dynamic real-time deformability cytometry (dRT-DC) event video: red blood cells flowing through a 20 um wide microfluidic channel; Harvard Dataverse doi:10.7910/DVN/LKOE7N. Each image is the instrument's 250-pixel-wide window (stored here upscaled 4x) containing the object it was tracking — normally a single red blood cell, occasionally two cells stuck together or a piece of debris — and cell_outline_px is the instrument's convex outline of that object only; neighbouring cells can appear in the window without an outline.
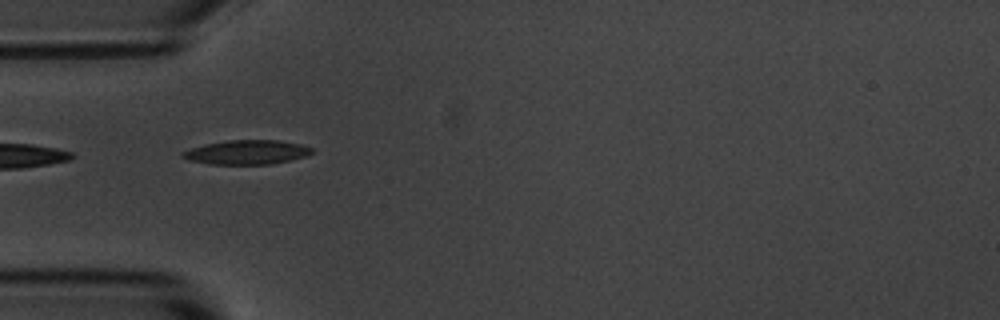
{"species": "common noctule bat (a hibernating species)", "species_latin": "Nyctalus noctula", "temperature_condition": "room temperature", "stored_images_in_passage": 7, "camera_frame_rate_fps": 3000, "um_per_image_px": 0.085, "animal": {"sex": "male", "body_mass_g": 20.1, "forearm_length_mm": 53.5}, "frame": {"image": 1, "passage_image": 1, "time_ms": 0.0, "image_size_px": [1000, 320], "cell_outline_px": [[312, 152], [308, 156], [272, 164], [208, 164], [188, 160], [180, 156], [180, 152], [204, 144], [228, 140], [280, 140], [300, 144], [312, 148]], "centroid_in_image_um": [20.96, 12.94], "position_along_channel_um": 64.0, "area_um2": 18.38}}
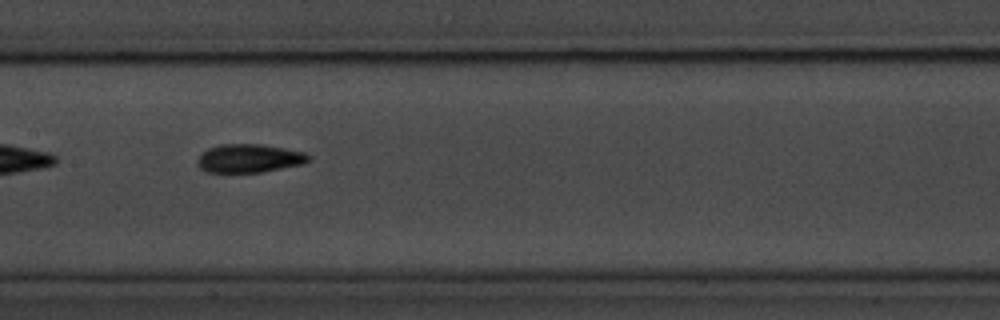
{"frame": {"image": 2, "passage_image": 4, "time_ms": 3.333, "image_size_px": [1000, 320], "cell_outline_px": [[312, 156], [304, 164], [264, 172], [204, 172], [196, 164], [196, 160], [208, 148], [220, 144], [260, 144], [284, 148], [304, 152]], "centroid_in_image_um": [21.18, 13.46], "position_along_channel_um": 186.2, "area_um2": 18.55}}
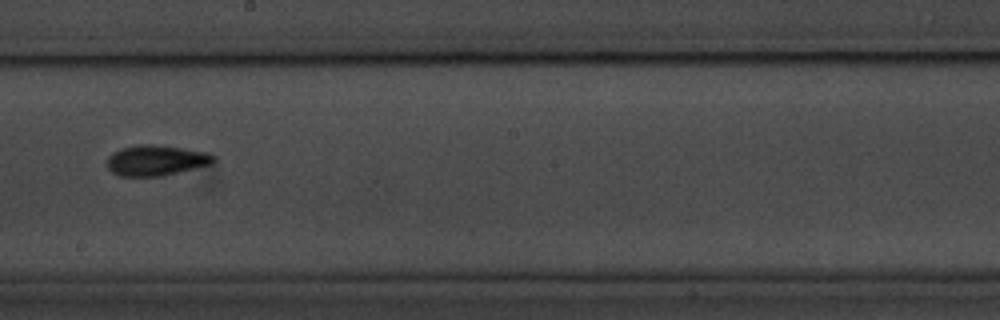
{"frame": {"image": 3, "passage_image": 5, "time_ms": 4.667, "image_size_px": [1000, 320], "cell_outline_px": [[216, 160], [212, 164], [164, 176], [120, 176], [112, 172], [108, 168], [108, 156], [112, 152], [120, 148], [136, 144], [152, 144], [208, 152], [216, 156]], "centroid_in_image_um": [13.28, 13.63], "position_along_channel_um": 234.9, "area_um2": 19.13}}